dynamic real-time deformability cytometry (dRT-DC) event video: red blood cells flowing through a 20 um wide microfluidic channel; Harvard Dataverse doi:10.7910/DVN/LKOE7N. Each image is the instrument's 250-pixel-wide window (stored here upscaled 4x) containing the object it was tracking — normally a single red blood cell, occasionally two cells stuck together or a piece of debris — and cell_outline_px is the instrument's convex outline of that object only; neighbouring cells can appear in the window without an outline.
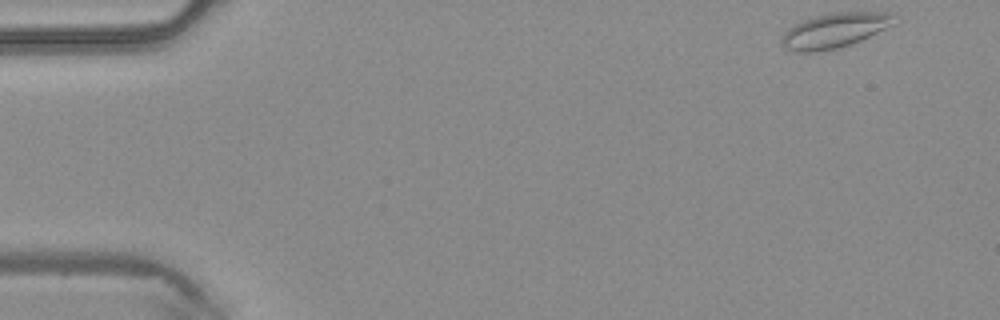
{"species": "common noctule bat (a hibernating species)", "species_latin": "Nyctalus noctula", "temperature_condition": "warm", "stored_images_in_passage": 45, "camera_frame_rate_fps": 3000, "um_per_image_px": 0.085, "animal": {"sex": "male", "body_mass_g": 20.4}, "frame": {"image": 1, "passage_image": 1, "time_ms": 0.0, "image_size_px": [1000, 320], "cell_outline_px": [[892, 16], [884, 28], [860, 40], [836, 48], [816, 52], [800, 52], [784, 48], [780, 44], [780, 40], [784, 32], [800, 20], [832, 12], [884, 12]], "centroid_in_image_um": [70.77, 2.6], "position_along_channel_um": 14.2, "area_um2": 22.08}}
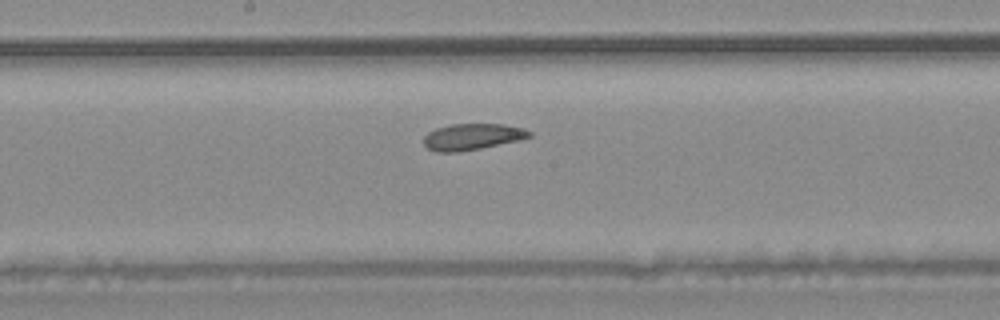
{"frame": {"image": 2, "passage_image": 23, "time_ms": 7.333, "image_size_px": [1000, 320], "cell_outline_px": [[532, 136], [520, 140], [480, 148], [456, 152], [436, 152], [428, 148], [424, 144], [424, 136], [428, 132], [436, 128], [452, 124], [504, 124], [524, 128], [532, 132]], "centroid_in_image_um": [40.16, 11.62], "position_along_channel_um": 208.0, "area_um2": 16.18}}
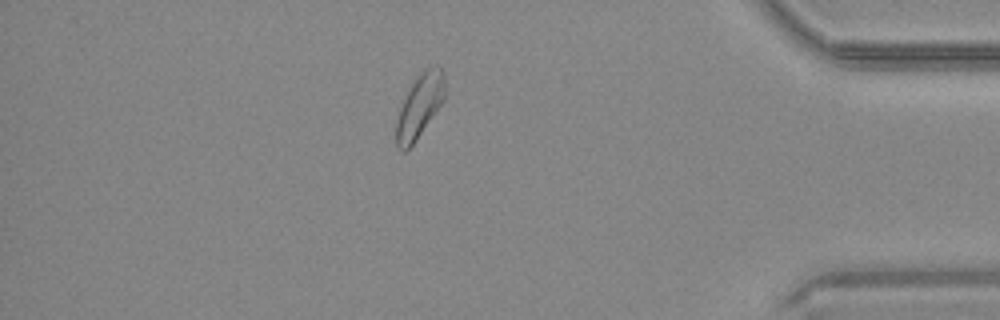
{"frame": {"image": 3, "passage_image": 39, "time_ms": 12.667, "image_size_px": [1000, 320], "cell_outline_px": [[444, 100], [416, 140], [404, 152], [396, 148], [396, 120], [400, 108], [416, 76], [424, 68], [436, 64], [444, 72]], "centroid_in_image_um": [35.67, 9.0], "position_along_channel_um": 399.5, "area_um2": 17.86}}